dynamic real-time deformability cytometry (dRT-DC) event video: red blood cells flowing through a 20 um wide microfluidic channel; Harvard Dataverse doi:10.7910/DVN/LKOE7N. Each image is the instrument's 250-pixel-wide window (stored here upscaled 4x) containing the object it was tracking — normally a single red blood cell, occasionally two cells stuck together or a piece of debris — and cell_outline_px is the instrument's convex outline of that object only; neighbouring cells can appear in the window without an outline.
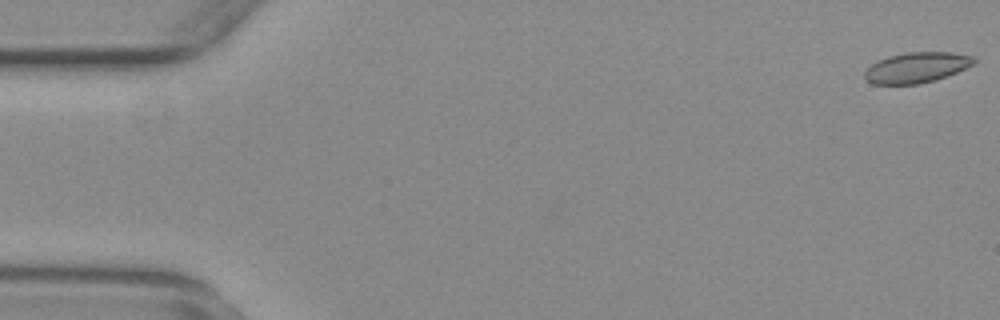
{"species": "common noctule bat (a hibernating species)", "species_latin": "Nyctalus noctula", "temperature_condition": "warm", "stored_images_in_passage": 17, "camera_frame_rate_fps": 3000, "um_per_image_px": 0.085, "animal": {"sex": "female", "body_mass_g": 29.2, "forearm_length_mm": 56.3}, "frame": {"image": 1, "passage_image": 1, "time_ms": 0.0, "image_size_px": [1000, 320], "cell_outline_px": [[976, 60], [972, 64], [948, 76], [936, 80], [920, 84], [872, 84], [864, 76], [864, 72], [876, 60], [888, 56], [904, 52], [952, 52], [976, 56]], "centroid_in_image_um": [77.91, 5.73], "position_along_channel_um": 7.1, "area_um2": 19.54}}